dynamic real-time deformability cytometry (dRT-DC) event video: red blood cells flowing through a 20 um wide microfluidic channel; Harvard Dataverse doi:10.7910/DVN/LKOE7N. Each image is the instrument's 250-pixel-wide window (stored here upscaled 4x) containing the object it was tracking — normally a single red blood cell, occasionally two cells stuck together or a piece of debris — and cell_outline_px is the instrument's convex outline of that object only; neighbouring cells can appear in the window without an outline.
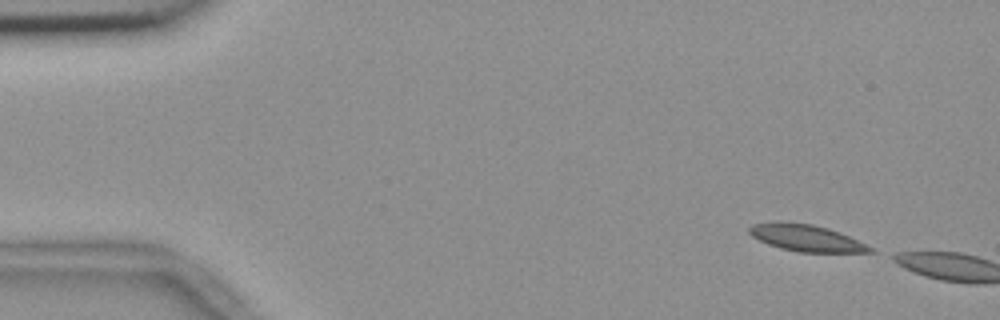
{"species": "common noctule bat (a hibernating species)", "species_latin": "Nyctalus noctula", "temperature_condition": "room temperature", "stored_images_in_passage": 5, "camera_frame_rate_fps": 3000, "um_per_image_px": 0.085, "animal": {"sex": "female", "body_mass_g": 18.4}, "frame": {"image": 1, "passage_image": 1, "time_ms": 0.0, "image_size_px": [1000, 320], "cell_outline_px": [[876, 252], [800, 252], [780, 248], [768, 244], [752, 236], [748, 232], [748, 228], [752, 224], [772, 220], [780, 220], [812, 224], [828, 228], [840, 232], [872, 248]], "centroid_in_image_um": [68.44, 20.19], "position_along_channel_um": 16.6, "area_um2": 18.9}}